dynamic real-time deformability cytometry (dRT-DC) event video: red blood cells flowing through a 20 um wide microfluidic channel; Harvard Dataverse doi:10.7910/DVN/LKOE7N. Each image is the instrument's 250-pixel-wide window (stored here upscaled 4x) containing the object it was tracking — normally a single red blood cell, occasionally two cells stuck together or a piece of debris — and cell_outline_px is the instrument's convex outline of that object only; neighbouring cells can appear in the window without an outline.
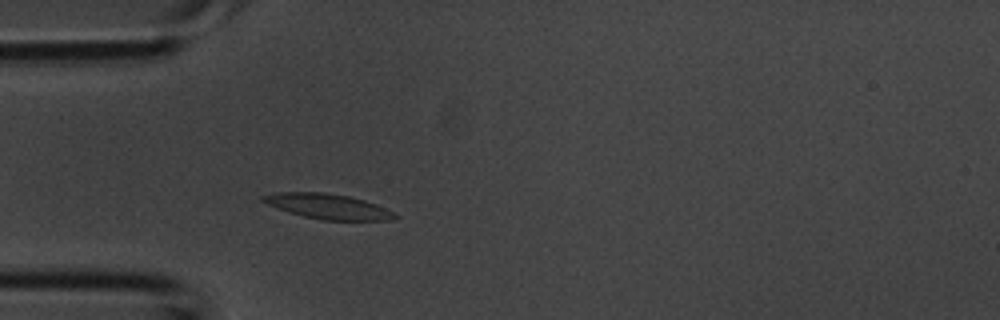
{"species": "common noctule bat (a hibernating species)", "species_latin": "Nyctalus noctula", "temperature_condition": "room temperature", "stored_images_in_passage": 35, "camera_frame_rate_fps": 3000, "um_per_image_px": 0.085, "animal": {"sex": "male", "body_mass_g": 20.1, "forearm_length_mm": 53.5}, "frame": {"image": 1, "passage_image": 7, "time_ms": 2.0, "image_size_px": [1000, 320], "cell_outline_px": [[400, 216], [392, 220], [320, 220], [288, 212], [268, 204], [260, 200], [260, 196], [272, 192], [324, 192], [348, 196], [364, 200], [376, 204]], "centroid_in_image_um": [27.84, 17.54], "position_along_channel_um": 57.2, "area_um2": 19.31}}
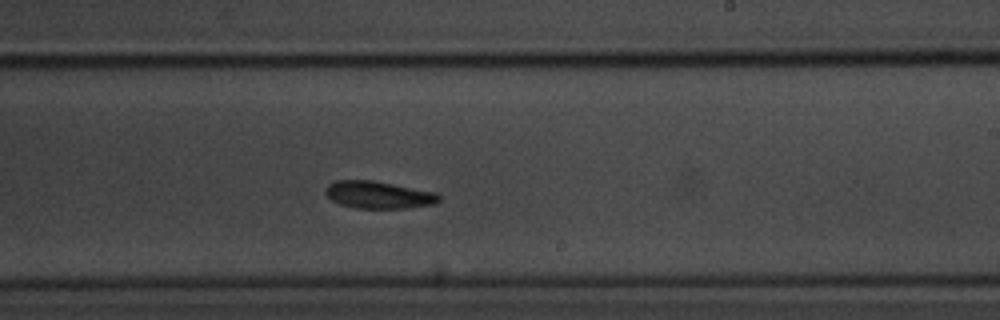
{"frame": {"image": 2, "passage_image": 19, "time_ms": 6.0, "image_size_px": [1000, 320], "cell_outline_px": [[440, 200], [432, 204], [408, 208], [356, 208], [340, 204], [332, 200], [324, 192], [328, 184], [336, 180], [372, 180], [436, 192], [440, 196]], "centroid_in_image_um": [32.16, 16.56], "position_along_channel_um": 256.8, "area_um2": 17.98}}
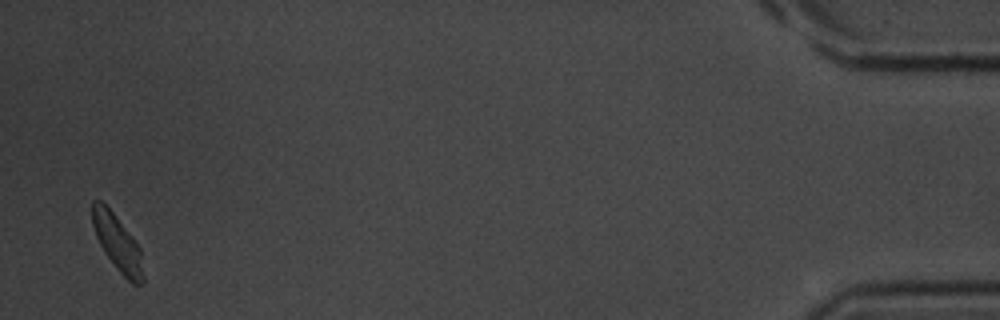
{"frame": {"image": 3, "passage_image": 34, "time_ms": 11.0, "image_size_px": [1000, 320], "cell_outline_px": [[144, 284], [132, 284], [116, 268], [104, 252], [96, 236], [92, 224], [92, 200], [100, 200], [112, 212], [140, 248], [144, 276]], "centroid_in_image_um": [9.98, 20.69], "position_along_channel_um": 425.2, "area_um2": 16.3}}